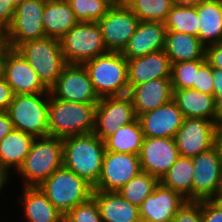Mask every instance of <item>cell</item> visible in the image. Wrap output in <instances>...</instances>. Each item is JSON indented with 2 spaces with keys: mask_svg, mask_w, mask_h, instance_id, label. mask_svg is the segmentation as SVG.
Masks as SVG:
<instances>
[{
  "mask_svg": "<svg viewBox=\"0 0 222 222\" xmlns=\"http://www.w3.org/2000/svg\"><path fill=\"white\" fill-rule=\"evenodd\" d=\"M199 39L205 45L222 42V2L206 0L196 7Z\"/></svg>",
  "mask_w": 222,
  "mask_h": 222,
  "instance_id": "f1b7e54d",
  "label": "cell"
},
{
  "mask_svg": "<svg viewBox=\"0 0 222 222\" xmlns=\"http://www.w3.org/2000/svg\"><path fill=\"white\" fill-rule=\"evenodd\" d=\"M103 222H142L139 207L123 198L118 191L93 190Z\"/></svg>",
  "mask_w": 222,
  "mask_h": 222,
  "instance_id": "603a6c76",
  "label": "cell"
},
{
  "mask_svg": "<svg viewBox=\"0 0 222 222\" xmlns=\"http://www.w3.org/2000/svg\"><path fill=\"white\" fill-rule=\"evenodd\" d=\"M199 22L196 7L173 6L164 25L167 31L182 32L199 38Z\"/></svg>",
  "mask_w": 222,
  "mask_h": 222,
  "instance_id": "1f68e13d",
  "label": "cell"
},
{
  "mask_svg": "<svg viewBox=\"0 0 222 222\" xmlns=\"http://www.w3.org/2000/svg\"><path fill=\"white\" fill-rule=\"evenodd\" d=\"M206 0H171L173 6L197 7Z\"/></svg>",
  "mask_w": 222,
  "mask_h": 222,
  "instance_id": "c3c4849f",
  "label": "cell"
},
{
  "mask_svg": "<svg viewBox=\"0 0 222 222\" xmlns=\"http://www.w3.org/2000/svg\"><path fill=\"white\" fill-rule=\"evenodd\" d=\"M77 23L66 0H45L43 26L46 37L60 40Z\"/></svg>",
  "mask_w": 222,
  "mask_h": 222,
  "instance_id": "d4e9b609",
  "label": "cell"
},
{
  "mask_svg": "<svg viewBox=\"0 0 222 222\" xmlns=\"http://www.w3.org/2000/svg\"><path fill=\"white\" fill-rule=\"evenodd\" d=\"M205 45L197 36L182 32H166L164 51L171 64L177 62L206 60Z\"/></svg>",
  "mask_w": 222,
  "mask_h": 222,
  "instance_id": "484cf974",
  "label": "cell"
},
{
  "mask_svg": "<svg viewBox=\"0 0 222 222\" xmlns=\"http://www.w3.org/2000/svg\"><path fill=\"white\" fill-rule=\"evenodd\" d=\"M172 100L184 118H203L215 122V99L213 95L191 88L173 89Z\"/></svg>",
  "mask_w": 222,
  "mask_h": 222,
  "instance_id": "cb8c5ba5",
  "label": "cell"
},
{
  "mask_svg": "<svg viewBox=\"0 0 222 222\" xmlns=\"http://www.w3.org/2000/svg\"><path fill=\"white\" fill-rule=\"evenodd\" d=\"M97 104L60 100L49 93L48 136L64 139L93 133Z\"/></svg>",
  "mask_w": 222,
  "mask_h": 222,
  "instance_id": "7a4b0ae2",
  "label": "cell"
},
{
  "mask_svg": "<svg viewBox=\"0 0 222 222\" xmlns=\"http://www.w3.org/2000/svg\"><path fill=\"white\" fill-rule=\"evenodd\" d=\"M59 41L66 64L83 65L108 52L98 22H78Z\"/></svg>",
  "mask_w": 222,
  "mask_h": 222,
  "instance_id": "ba28073f",
  "label": "cell"
},
{
  "mask_svg": "<svg viewBox=\"0 0 222 222\" xmlns=\"http://www.w3.org/2000/svg\"><path fill=\"white\" fill-rule=\"evenodd\" d=\"M205 59L212 68L222 69V42L206 46Z\"/></svg>",
  "mask_w": 222,
  "mask_h": 222,
  "instance_id": "b9f144b4",
  "label": "cell"
},
{
  "mask_svg": "<svg viewBox=\"0 0 222 222\" xmlns=\"http://www.w3.org/2000/svg\"><path fill=\"white\" fill-rule=\"evenodd\" d=\"M9 176L0 168V192L7 183Z\"/></svg>",
  "mask_w": 222,
  "mask_h": 222,
  "instance_id": "f907efd6",
  "label": "cell"
},
{
  "mask_svg": "<svg viewBox=\"0 0 222 222\" xmlns=\"http://www.w3.org/2000/svg\"><path fill=\"white\" fill-rule=\"evenodd\" d=\"M44 7L45 0H25L17 3L13 21L6 30L9 48L16 49L26 41L46 37L43 26Z\"/></svg>",
  "mask_w": 222,
  "mask_h": 222,
  "instance_id": "30bf717a",
  "label": "cell"
},
{
  "mask_svg": "<svg viewBox=\"0 0 222 222\" xmlns=\"http://www.w3.org/2000/svg\"><path fill=\"white\" fill-rule=\"evenodd\" d=\"M63 166V141L53 136L34 138L29 153L18 170L23 187L39 186Z\"/></svg>",
  "mask_w": 222,
  "mask_h": 222,
  "instance_id": "277c9868",
  "label": "cell"
},
{
  "mask_svg": "<svg viewBox=\"0 0 222 222\" xmlns=\"http://www.w3.org/2000/svg\"><path fill=\"white\" fill-rule=\"evenodd\" d=\"M4 79L14 95L49 93L35 70L17 49L9 48L5 53Z\"/></svg>",
  "mask_w": 222,
  "mask_h": 222,
  "instance_id": "2e32d148",
  "label": "cell"
},
{
  "mask_svg": "<svg viewBox=\"0 0 222 222\" xmlns=\"http://www.w3.org/2000/svg\"><path fill=\"white\" fill-rule=\"evenodd\" d=\"M4 61L5 58H0V80L4 78Z\"/></svg>",
  "mask_w": 222,
  "mask_h": 222,
  "instance_id": "816d5d0a",
  "label": "cell"
},
{
  "mask_svg": "<svg viewBox=\"0 0 222 222\" xmlns=\"http://www.w3.org/2000/svg\"><path fill=\"white\" fill-rule=\"evenodd\" d=\"M205 60H193L171 64L172 89H193L196 72Z\"/></svg>",
  "mask_w": 222,
  "mask_h": 222,
  "instance_id": "d590c367",
  "label": "cell"
},
{
  "mask_svg": "<svg viewBox=\"0 0 222 222\" xmlns=\"http://www.w3.org/2000/svg\"><path fill=\"white\" fill-rule=\"evenodd\" d=\"M186 201L181 194L159 182L139 207L141 221L171 222Z\"/></svg>",
  "mask_w": 222,
  "mask_h": 222,
  "instance_id": "ac0fdd59",
  "label": "cell"
},
{
  "mask_svg": "<svg viewBox=\"0 0 222 222\" xmlns=\"http://www.w3.org/2000/svg\"><path fill=\"white\" fill-rule=\"evenodd\" d=\"M8 49L9 44L6 30L0 28V58H5V53Z\"/></svg>",
  "mask_w": 222,
  "mask_h": 222,
  "instance_id": "bcb514c9",
  "label": "cell"
},
{
  "mask_svg": "<svg viewBox=\"0 0 222 222\" xmlns=\"http://www.w3.org/2000/svg\"><path fill=\"white\" fill-rule=\"evenodd\" d=\"M217 125L203 118H184L175 134L179 156L193 158L215 146Z\"/></svg>",
  "mask_w": 222,
  "mask_h": 222,
  "instance_id": "5bb4252c",
  "label": "cell"
},
{
  "mask_svg": "<svg viewBox=\"0 0 222 222\" xmlns=\"http://www.w3.org/2000/svg\"><path fill=\"white\" fill-rule=\"evenodd\" d=\"M141 171L139 155L105 150L101 174L93 190L118 191Z\"/></svg>",
  "mask_w": 222,
  "mask_h": 222,
  "instance_id": "9a60e30c",
  "label": "cell"
},
{
  "mask_svg": "<svg viewBox=\"0 0 222 222\" xmlns=\"http://www.w3.org/2000/svg\"><path fill=\"white\" fill-rule=\"evenodd\" d=\"M193 171L192 158L179 156L159 181L165 187L181 194L188 201H192Z\"/></svg>",
  "mask_w": 222,
  "mask_h": 222,
  "instance_id": "4dcf8cb0",
  "label": "cell"
},
{
  "mask_svg": "<svg viewBox=\"0 0 222 222\" xmlns=\"http://www.w3.org/2000/svg\"><path fill=\"white\" fill-rule=\"evenodd\" d=\"M14 129L7 112H0V141Z\"/></svg>",
  "mask_w": 222,
  "mask_h": 222,
  "instance_id": "ee69618b",
  "label": "cell"
},
{
  "mask_svg": "<svg viewBox=\"0 0 222 222\" xmlns=\"http://www.w3.org/2000/svg\"><path fill=\"white\" fill-rule=\"evenodd\" d=\"M129 89L147 81L170 78L171 62L164 50L149 53L145 56L127 59Z\"/></svg>",
  "mask_w": 222,
  "mask_h": 222,
  "instance_id": "44dd1931",
  "label": "cell"
},
{
  "mask_svg": "<svg viewBox=\"0 0 222 222\" xmlns=\"http://www.w3.org/2000/svg\"><path fill=\"white\" fill-rule=\"evenodd\" d=\"M144 135L138 118L121 126L105 142L106 151L139 155Z\"/></svg>",
  "mask_w": 222,
  "mask_h": 222,
  "instance_id": "f546056e",
  "label": "cell"
},
{
  "mask_svg": "<svg viewBox=\"0 0 222 222\" xmlns=\"http://www.w3.org/2000/svg\"><path fill=\"white\" fill-rule=\"evenodd\" d=\"M35 70L43 85L49 90L66 65L60 41L54 38L29 40L16 48Z\"/></svg>",
  "mask_w": 222,
  "mask_h": 222,
  "instance_id": "8992f818",
  "label": "cell"
},
{
  "mask_svg": "<svg viewBox=\"0 0 222 222\" xmlns=\"http://www.w3.org/2000/svg\"><path fill=\"white\" fill-rule=\"evenodd\" d=\"M38 187L63 215L87 201L93 193L88 182L65 166L56 169Z\"/></svg>",
  "mask_w": 222,
  "mask_h": 222,
  "instance_id": "5b68a950",
  "label": "cell"
},
{
  "mask_svg": "<svg viewBox=\"0 0 222 222\" xmlns=\"http://www.w3.org/2000/svg\"><path fill=\"white\" fill-rule=\"evenodd\" d=\"M16 5L14 0H0V28L7 30L11 25Z\"/></svg>",
  "mask_w": 222,
  "mask_h": 222,
  "instance_id": "60d3db41",
  "label": "cell"
},
{
  "mask_svg": "<svg viewBox=\"0 0 222 222\" xmlns=\"http://www.w3.org/2000/svg\"><path fill=\"white\" fill-rule=\"evenodd\" d=\"M215 146L217 147L222 159V126H217L215 131Z\"/></svg>",
  "mask_w": 222,
  "mask_h": 222,
  "instance_id": "681fc988",
  "label": "cell"
},
{
  "mask_svg": "<svg viewBox=\"0 0 222 222\" xmlns=\"http://www.w3.org/2000/svg\"><path fill=\"white\" fill-rule=\"evenodd\" d=\"M171 222H202L201 201H186Z\"/></svg>",
  "mask_w": 222,
  "mask_h": 222,
  "instance_id": "f35d334b",
  "label": "cell"
},
{
  "mask_svg": "<svg viewBox=\"0 0 222 222\" xmlns=\"http://www.w3.org/2000/svg\"><path fill=\"white\" fill-rule=\"evenodd\" d=\"M213 96L222 97V69L213 68Z\"/></svg>",
  "mask_w": 222,
  "mask_h": 222,
  "instance_id": "f6af8a7d",
  "label": "cell"
},
{
  "mask_svg": "<svg viewBox=\"0 0 222 222\" xmlns=\"http://www.w3.org/2000/svg\"><path fill=\"white\" fill-rule=\"evenodd\" d=\"M23 192L18 198L24 205L28 222H59L64 218L38 186L24 187Z\"/></svg>",
  "mask_w": 222,
  "mask_h": 222,
  "instance_id": "83f0119b",
  "label": "cell"
},
{
  "mask_svg": "<svg viewBox=\"0 0 222 222\" xmlns=\"http://www.w3.org/2000/svg\"><path fill=\"white\" fill-rule=\"evenodd\" d=\"M133 0H118V6H127L129 5Z\"/></svg>",
  "mask_w": 222,
  "mask_h": 222,
  "instance_id": "f5cc1de1",
  "label": "cell"
},
{
  "mask_svg": "<svg viewBox=\"0 0 222 222\" xmlns=\"http://www.w3.org/2000/svg\"><path fill=\"white\" fill-rule=\"evenodd\" d=\"M78 22H98L113 6L107 0H66Z\"/></svg>",
  "mask_w": 222,
  "mask_h": 222,
  "instance_id": "e575fe53",
  "label": "cell"
},
{
  "mask_svg": "<svg viewBox=\"0 0 222 222\" xmlns=\"http://www.w3.org/2000/svg\"><path fill=\"white\" fill-rule=\"evenodd\" d=\"M192 201L217 199L222 192V159L216 146L192 158Z\"/></svg>",
  "mask_w": 222,
  "mask_h": 222,
  "instance_id": "9c48e42d",
  "label": "cell"
},
{
  "mask_svg": "<svg viewBox=\"0 0 222 222\" xmlns=\"http://www.w3.org/2000/svg\"><path fill=\"white\" fill-rule=\"evenodd\" d=\"M183 119L182 112L173 100L138 116L144 137L152 138H174Z\"/></svg>",
  "mask_w": 222,
  "mask_h": 222,
  "instance_id": "d6986e66",
  "label": "cell"
},
{
  "mask_svg": "<svg viewBox=\"0 0 222 222\" xmlns=\"http://www.w3.org/2000/svg\"><path fill=\"white\" fill-rule=\"evenodd\" d=\"M110 2L112 5H117L118 6V0H107Z\"/></svg>",
  "mask_w": 222,
  "mask_h": 222,
  "instance_id": "db71d44e",
  "label": "cell"
},
{
  "mask_svg": "<svg viewBox=\"0 0 222 222\" xmlns=\"http://www.w3.org/2000/svg\"><path fill=\"white\" fill-rule=\"evenodd\" d=\"M49 93L56 99L77 103L97 104L100 100L87 70L79 64H66Z\"/></svg>",
  "mask_w": 222,
  "mask_h": 222,
  "instance_id": "7c38bea8",
  "label": "cell"
},
{
  "mask_svg": "<svg viewBox=\"0 0 222 222\" xmlns=\"http://www.w3.org/2000/svg\"><path fill=\"white\" fill-rule=\"evenodd\" d=\"M137 117L154 110L172 100L173 89L170 78H159L134 85L129 89Z\"/></svg>",
  "mask_w": 222,
  "mask_h": 222,
  "instance_id": "7402d4cb",
  "label": "cell"
},
{
  "mask_svg": "<svg viewBox=\"0 0 222 222\" xmlns=\"http://www.w3.org/2000/svg\"><path fill=\"white\" fill-rule=\"evenodd\" d=\"M131 98L125 96L102 97L96 106V134L102 141L113 135L121 126L137 119Z\"/></svg>",
  "mask_w": 222,
  "mask_h": 222,
  "instance_id": "8fae6325",
  "label": "cell"
},
{
  "mask_svg": "<svg viewBox=\"0 0 222 222\" xmlns=\"http://www.w3.org/2000/svg\"><path fill=\"white\" fill-rule=\"evenodd\" d=\"M140 21L162 22L173 7L171 0H133L127 5Z\"/></svg>",
  "mask_w": 222,
  "mask_h": 222,
  "instance_id": "836d02e7",
  "label": "cell"
},
{
  "mask_svg": "<svg viewBox=\"0 0 222 222\" xmlns=\"http://www.w3.org/2000/svg\"><path fill=\"white\" fill-rule=\"evenodd\" d=\"M16 3L21 2V1H25V0H14Z\"/></svg>",
  "mask_w": 222,
  "mask_h": 222,
  "instance_id": "6f0895ef",
  "label": "cell"
},
{
  "mask_svg": "<svg viewBox=\"0 0 222 222\" xmlns=\"http://www.w3.org/2000/svg\"><path fill=\"white\" fill-rule=\"evenodd\" d=\"M62 141L63 166L94 188L102 170L105 142L94 133L70 136Z\"/></svg>",
  "mask_w": 222,
  "mask_h": 222,
  "instance_id": "6da1fadb",
  "label": "cell"
},
{
  "mask_svg": "<svg viewBox=\"0 0 222 222\" xmlns=\"http://www.w3.org/2000/svg\"><path fill=\"white\" fill-rule=\"evenodd\" d=\"M59 222H67L65 218H62Z\"/></svg>",
  "mask_w": 222,
  "mask_h": 222,
  "instance_id": "9f6ffc18",
  "label": "cell"
},
{
  "mask_svg": "<svg viewBox=\"0 0 222 222\" xmlns=\"http://www.w3.org/2000/svg\"><path fill=\"white\" fill-rule=\"evenodd\" d=\"M217 200L222 204V194L218 196Z\"/></svg>",
  "mask_w": 222,
  "mask_h": 222,
  "instance_id": "11a10c76",
  "label": "cell"
},
{
  "mask_svg": "<svg viewBox=\"0 0 222 222\" xmlns=\"http://www.w3.org/2000/svg\"><path fill=\"white\" fill-rule=\"evenodd\" d=\"M140 20L128 6L113 5L98 21L107 51L122 52Z\"/></svg>",
  "mask_w": 222,
  "mask_h": 222,
  "instance_id": "4fadbf2b",
  "label": "cell"
},
{
  "mask_svg": "<svg viewBox=\"0 0 222 222\" xmlns=\"http://www.w3.org/2000/svg\"><path fill=\"white\" fill-rule=\"evenodd\" d=\"M215 99V123L217 126H222V97Z\"/></svg>",
  "mask_w": 222,
  "mask_h": 222,
  "instance_id": "7dc6e473",
  "label": "cell"
},
{
  "mask_svg": "<svg viewBox=\"0 0 222 222\" xmlns=\"http://www.w3.org/2000/svg\"><path fill=\"white\" fill-rule=\"evenodd\" d=\"M13 92L10 85L3 78L0 80V112H7L13 99Z\"/></svg>",
  "mask_w": 222,
  "mask_h": 222,
  "instance_id": "7bdbcfd3",
  "label": "cell"
},
{
  "mask_svg": "<svg viewBox=\"0 0 222 222\" xmlns=\"http://www.w3.org/2000/svg\"><path fill=\"white\" fill-rule=\"evenodd\" d=\"M34 140L32 135L13 129L0 141V168L9 176V169L19 170Z\"/></svg>",
  "mask_w": 222,
  "mask_h": 222,
  "instance_id": "4316f807",
  "label": "cell"
},
{
  "mask_svg": "<svg viewBox=\"0 0 222 222\" xmlns=\"http://www.w3.org/2000/svg\"><path fill=\"white\" fill-rule=\"evenodd\" d=\"M193 89L213 95V68L206 60L199 66L196 72Z\"/></svg>",
  "mask_w": 222,
  "mask_h": 222,
  "instance_id": "74e56055",
  "label": "cell"
},
{
  "mask_svg": "<svg viewBox=\"0 0 222 222\" xmlns=\"http://www.w3.org/2000/svg\"><path fill=\"white\" fill-rule=\"evenodd\" d=\"M166 32L162 22L140 21L121 54L126 59H133L164 50Z\"/></svg>",
  "mask_w": 222,
  "mask_h": 222,
  "instance_id": "ffe728a7",
  "label": "cell"
},
{
  "mask_svg": "<svg viewBox=\"0 0 222 222\" xmlns=\"http://www.w3.org/2000/svg\"><path fill=\"white\" fill-rule=\"evenodd\" d=\"M83 66L99 98L128 95L127 59L121 52L108 51Z\"/></svg>",
  "mask_w": 222,
  "mask_h": 222,
  "instance_id": "3957f363",
  "label": "cell"
},
{
  "mask_svg": "<svg viewBox=\"0 0 222 222\" xmlns=\"http://www.w3.org/2000/svg\"><path fill=\"white\" fill-rule=\"evenodd\" d=\"M211 1H217V2H222V0H211Z\"/></svg>",
  "mask_w": 222,
  "mask_h": 222,
  "instance_id": "680465c9",
  "label": "cell"
},
{
  "mask_svg": "<svg viewBox=\"0 0 222 222\" xmlns=\"http://www.w3.org/2000/svg\"><path fill=\"white\" fill-rule=\"evenodd\" d=\"M67 222H103L100 209L92 196L64 215Z\"/></svg>",
  "mask_w": 222,
  "mask_h": 222,
  "instance_id": "8d00e7d4",
  "label": "cell"
},
{
  "mask_svg": "<svg viewBox=\"0 0 222 222\" xmlns=\"http://www.w3.org/2000/svg\"><path fill=\"white\" fill-rule=\"evenodd\" d=\"M48 103L49 93L14 95L7 110L14 129L34 138L48 136Z\"/></svg>",
  "mask_w": 222,
  "mask_h": 222,
  "instance_id": "52a82bcc",
  "label": "cell"
},
{
  "mask_svg": "<svg viewBox=\"0 0 222 222\" xmlns=\"http://www.w3.org/2000/svg\"><path fill=\"white\" fill-rule=\"evenodd\" d=\"M159 182L157 177L141 171L137 176L120 188L118 192L133 205L140 207L143 201L154 192Z\"/></svg>",
  "mask_w": 222,
  "mask_h": 222,
  "instance_id": "d6a6232c",
  "label": "cell"
},
{
  "mask_svg": "<svg viewBox=\"0 0 222 222\" xmlns=\"http://www.w3.org/2000/svg\"><path fill=\"white\" fill-rule=\"evenodd\" d=\"M202 222H222V204L217 200H201Z\"/></svg>",
  "mask_w": 222,
  "mask_h": 222,
  "instance_id": "ab89813d",
  "label": "cell"
},
{
  "mask_svg": "<svg viewBox=\"0 0 222 222\" xmlns=\"http://www.w3.org/2000/svg\"><path fill=\"white\" fill-rule=\"evenodd\" d=\"M179 157L174 138L144 137L139 153L142 172L159 180Z\"/></svg>",
  "mask_w": 222,
  "mask_h": 222,
  "instance_id": "e0dca14e",
  "label": "cell"
}]
</instances>
